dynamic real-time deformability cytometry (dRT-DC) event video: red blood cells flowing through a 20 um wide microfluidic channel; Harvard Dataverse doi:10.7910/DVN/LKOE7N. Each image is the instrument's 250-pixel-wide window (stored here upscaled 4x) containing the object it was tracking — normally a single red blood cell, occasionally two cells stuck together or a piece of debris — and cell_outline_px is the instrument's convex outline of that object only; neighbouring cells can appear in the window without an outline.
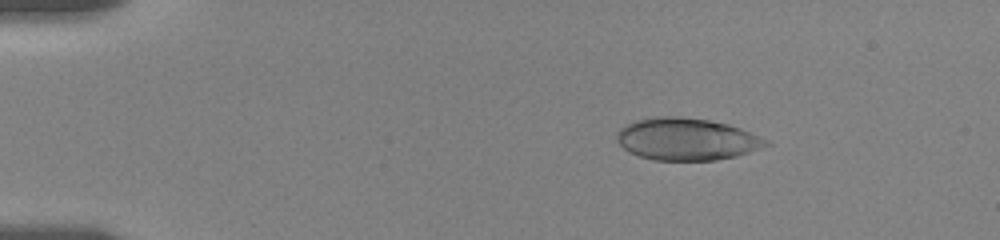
{"species": "human", "species_latin": "Homo sapiens", "temperature_condition": "room temperature", "stored_images_in_passage": 8, "camera_frame_rate_fps": 3000, "um_per_image_px": 0.085, "donor": {"sex": "female"}, "frame": {"image": 1, "passage_image": 5, "time_ms": 2.667, "image_size_px": [1000, 240], "cell_outline_px": [[772, 144], [736, 156], [716, 160], [652, 160], [628, 152], [616, 140], [616, 132], [624, 124], [636, 120], [656, 116], [680, 116], [708, 120], [728, 124], [740, 128], [768, 140]], "centroid_in_image_um": [58.33, 11.82], "position_along_channel_um": 26.7, "area_um2": 36.76}}